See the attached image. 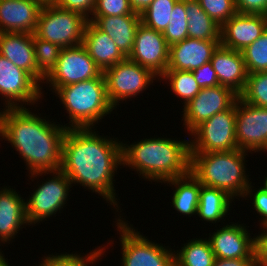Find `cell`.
<instances>
[{"label":"cell","instance_id":"6da1fadb","mask_svg":"<svg viewBox=\"0 0 267 266\" xmlns=\"http://www.w3.org/2000/svg\"><path fill=\"white\" fill-rule=\"evenodd\" d=\"M92 129L68 128L62 144L60 170L72 185L80 184L102 196L118 212L121 209L113 181L117 169L122 166V141L98 135Z\"/></svg>","mask_w":267,"mask_h":266},{"label":"cell","instance_id":"7a4b0ae2","mask_svg":"<svg viewBox=\"0 0 267 266\" xmlns=\"http://www.w3.org/2000/svg\"><path fill=\"white\" fill-rule=\"evenodd\" d=\"M30 108H4L0 140H5L22 156L28 176L37 178L60 170L62 144L67 124L61 125L32 114Z\"/></svg>","mask_w":267,"mask_h":266},{"label":"cell","instance_id":"3957f363","mask_svg":"<svg viewBox=\"0 0 267 266\" xmlns=\"http://www.w3.org/2000/svg\"><path fill=\"white\" fill-rule=\"evenodd\" d=\"M122 165L151 183L185 176L190 172L189 139L154 137L130 145L122 142Z\"/></svg>","mask_w":267,"mask_h":266},{"label":"cell","instance_id":"277c9868","mask_svg":"<svg viewBox=\"0 0 267 266\" xmlns=\"http://www.w3.org/2000/svg\"><path fill=\"white\" fill-rule=\"evenodd\" d=\"M247 151L190 153V173L204 186L225 191L236 199L244 196L251 179L246 174Z\"/></svg>","mask_w":267,"mask_h":266},{"label":"cell","instance_id":"5b68a950","mask_svg":"<svg viewBox=\"0 0 267 266\" xmlns=\"http://www.w3.org/2000/svg\"><path fill=\"white\" fill-rule=\"evenodd\" d=\"M54 93L69 115L70 129L95 128L99 120L115 110L107 96L103 72L96 78L59 87Z\"/></svg>","mask_w":267,"mask_h":266},{"label":"cell","instance_id":"8992f818","mask_svg":"<svg viewBox=\"0 0 267 266\" xmlns=\"http://www.w3.org/2000/svg\"><path fill=\"white\" fill-rule=\"evenodd\" d=\"M88 21L83 15L55 4L43 5L33 34L61 48L75 47L82 44Z\"/></svg>","mask_w":267,"mask_h":266},{"label":"cell","instance_id":"52a82bcc","mask_svg":"<svg viewBox=\"0 0 267 266\" xmlns=\"http://www.w3.org/2000/svg\"><path fill=\"white\" fill-rule=\"evenodd\" d=\"M115 221L121 244L123 266H175L174 249L155 243L135 230L125 218ZM124 219V220H122Z\"/></svg>","mask_w":267,"mask_h":266},{"label":"cell","instance_id":"ba28073f","mask_svg":"<svg viewBox=\"0 0 267 266\" xmlns=\"http://www.w3.org/2000/svg\"><path fill=\"white\" fill-rule=\"evenodd\" d=\"M190 136V153H209L238 149L236 143V102L227 110L197 126Z\"/></svg>","mask_w":267,"mask_h":266},{"label":"cell","instance_id":"9c48e42d","mask_svg":"<svg viewBox=\"0 0 267 266\" xmlns=\"http://www.w3.org/2000/svg\"><path fill=\"white\" fill-rule=\"evenodd\" d=\"M107 96L110 103L117 108L119 101L136 97L151 85L156 76L151 70L132 62L128 58L104 72Z\"/></svg>","mask_w":267,"mask_h":266},{"label":"cell","instance_id":"30bf717a","mask_svg":"<svg viewBox=\"0 0 267 266\" xmlns=\"http://www.w3.org/2000/svg\"><path fill=\"white\" fill-rule=\"evenodd\" d=\"M52 173L53 176L42 181L26 199V216L30 225L35 226L36 223L54 216L68 201L72 186L70 179L61 170Z\"/></svg>","mask_w":267,"mask_h":266},{"label":"cell","instance_id":"8fae6325","mask_svg":"<svg viewBox=\"0 0 267 266\" xmlns=\"http://www.w3.org/2000/svg\"><path fill=\"white\" fill-rule=\"evenodd\" d=\"M86 48L81 44L75 47L62 48L58 62L44 79L55 92L59 87L96 78L101 74Z\"/></svg>","mask_w":267,"mask_h":266},{"label":"cell","instance_id":"7c38bea8","mask_svg":"<svg viewBox=\"0 0 267 266\" xmlns=\"http://www.w3.org/2000/svg\"><path fill=\"white\" fill-rule=\"evenodd\" d=\"M41 91L40 84L28 72L0 54V95L5 98V108L34 106L43 97Z\"/></svg>","mask_w":267,"mask_h":266},{"label":"cell","instance_id":"4fadbf2b","mask_svg":"<svg viewBox=\"0 0 267 266\" xmlns=\"http://www.w3.org/2000/svg\"><path fill=\"white\" fill-rule=\"evenodd\" d=\"M236 143L249 153L267 151V108L236 100Z\"/></svg>","mask_w":267,"mask_h":266},{"label":"cell","instance_id":"5bb4252c","mask_svg":"<svg viewBox=\"0 0 267 266\" xmlns=\"http://www.w3.org/2000/svg\"><path fill=\"white\" fill-rule=\"evenodd\" d=\"M229 87L201 88L200 92L183 108V121L190 134L197 126L208 120L216 113L229 109L238 99Z\"/></svg>","mask_w":267,"mask_h":266},{"label":"cell","instance_id":"9a60e30c","mask_svg":"<svg viewBox=\"0 0 267 266\" xmlns=\"http://www.w3.org/2000/svg\"><path fill=\"white\" fill-rule=\"evenodd\" d=\"M128 59L160 77L167 70L169 61V45L163 33L140 23Z\"/></svg>","mask_w":267,"mask_h":266},{"label":"cell","instance_id":"2e32d148","mask_svg":"<svg viewBox=\"0 0 267 266\" xmlns=\"http://www.w3.org/2000/svg\"><path fill=\"white\" fill-rule=\"evenodd\" d=\"M222 228L209 233L208 241L216 258L237 259L256 258L255 235L251 238L250 231L243 224L230 222Z\"/></svg>","mask_w":267,"mask_h":266},{"label":"cell","instance_id":"e0dca14e","mask_svg":"<svg viewBox=\"0 0 267 266\" xmlns=\"http://www.w3.org/2000/svg\"><path fill=\"white\" fill-rule=\"evenodd\" d=\"M267 29V16L237 12L220 29V45L242 51Z\"/></svg>","mask_w":267,"mask_h":266},{"label":"cell","instance_id":"ac0fdd59","mask_svg":"<svg viewBox=\"0 0 267 266\" xmlns=\"http://www.w3.org/2000/svg\"><path fill=\"white\" fill-rule=\"evenodd\" d=\"M220 40L186 38L169 46L167 70L194 71L212 58Z\"/></svg>","mask_w":267,"mask_h":266},{"label":"cell","instance_id":"d6986e66","mask_svg":"<svg viewBox=\"0 0 267 266\" xmlns=\"http://www.w3.org/2000/svg\"><path fill=\"white\" fill-rule=\"evenodd\" d=\"M41 7L35 0H0V33L33 34Z\"/></svg>","mask_w":267,"mask_h":266},{"label":"cell","instance_id":"ffe728a7","mask_svg":"<svg viewBox=\"0 0 267 266\" xmlns=\"http://www.w3.org/2000/svg\"><path fill=\"white\" fill-rule=\"evenodd\" d=\"M217 74L219 85L240 94L247 81V71L242 52L219 45L210 60Z\"/></svg>","mask_w":267,"mask_h":266},{"label":"cell","instance_id":"44dd1931","mask_svg":"<svg viewBox=\"0 0 267 266\" xmlns=\"http://www.w3.org/2000/svg\"><path fill=\"white\" fill-rule=\"evenodd\" d=\"M0 189V242L10 244L9 241L15 238L18 231L30 225L26 216V201L13 188L6 186Z\"/></svg>","mask_w":267,"mask_h":266},{"label":"cell","instance_id":"7402d4cb","mask_svg":"<svg viewBox=\"0 0 267 266\" xmlns=\"http://www.w3.org/2000/svg\"><path fill=\"white\" fill-rule=\"evenodd\" d=\"M89 21L108 34L121 53L128 58L133 49L135 33L141 23L140 15L92 16Z\"/></svg>","mask_w":267,"mask_h":266},{"label":"cell","instance_id":"603a6c76","mask_svg":"<svg viewBox=\"0 0 267 266\" xmlns=\"http://www.w3.org/2000/svg\"><path fill=\"white\" fill-rule=\"evenodd\" d=\"M0 54L15 66L28 72L37 81L33 34L24 32L0 33Z\"/></svg>","mask_w":267,"mask_h":266},{"label":"cell","instance_id":"cb8c5ba5","mask_svg":"<svg viewBox=\"0 0 267 266\" xmlns=\"http://www.w3.org/2000/svg\"><path fill=\"white\" fill-rule=\"evenodd\" d=\"M82 45L101 72L126 59L108 34L91 21L86 24Z\"/></svg>","mask_w":267,"mask_h":266},{"label":"cell","instance_id":"d4e9b609","mask_svg":"<svg viewBox=\"0 0 267 266\" xmlns=\"http://www.w3.org/2000/svg\"><path fill=\"white\" fill-rule=\"evenodd\" d=\"M165 183L175 187L171 199L173 208L182 215H196L202 184L190 172Z\"/></svg>","mask_w":267,"mask_h":266},{"label":"cell","instance_id":"484cf974","mask_svg":"<svg viewBox=\"0 0 267 266\" xmlns=\"http://www.w3.org/2000/svg\"><path fill=\"white\" fill-rule=\"evenodd\" d=\"M234 199L223 190L201 185L196 215L209 223L220 222L229 215Z\"/></svg>","mask_w":267,"mask_h":266},{"label":"cell","instance_id":"4316f807","mask_svg":"<svg viewBox=\"0 0 267 266\" xmlns=\"http://www.w3.org/2000/svg\"><path fill=\"white\" fill-rule=\"evenodd\" d=\"M188 37L201 40H220L218 25L200 6L197 0H186Z\"/></svg>","mask_w":267,"mask_h":266},{"label":"cell","instance_id":"83f0119b","mask_svg":"<svg viewBox=\"0 0 267 266\" xmlns=\"http://www.w3.org/2000/svg\"><path fill=\"white\" fill-rule=\"evenodd\" d=\"M174 252L175 266H213L216 259L207 238L189 239Z\"/></svg>","mask_w":267,"mask_h":266},{"label":"cell","instance_id":"f1b7e54d","mask_svg":"<svg viewBox=\"0 0 267 266\" xmlns=\"http://www.w3.org/2000/svg\"><path fill=\"white\" fill-rule=\"evenodd\" d=\"M169 82L171 91L183 100L185 107L199 92L200 87L192 71L166 70L159 79Z\"/></svg>","mask_w":267,"mask_h":266},{"label":"cell","instance_id":"f546056e","mask_svg":"<svg viewBox=\"0 0 267 266\" xmlns=\"http://www.w3.org/2000/svg\"><path fill=\"white\" fill-rule=\"evenodd\" d=\"M33 45L37 65V82L41 84L56 66L62 48L59 45L42 40L34 34Z\"/></svg>","mask_w":267,"mask_h":266},{"label":"cell","instance_id":"4dcf8cb0","mask_svg":"<svg viewBox=\"0 0 267 266\" xmlns=\"http://www.w3.org/2000/svg\"><path fill=\"white\" fill-rule=\"evenodd\" d=\"M179 0H153L140 15L141 23L159 32H164L171 19V13Z\"/></svg>","mask_w":267,"mask_h":266},{"label":"cell","instance_id":"1f68e13d","mask_svg":"<svg viewBox=\"0 0 267 266\" xmlns=\"http://www.w3.org/2000/svg\"><path fill=\"white\" fill-rule=\"evenodd\" d=\"M239 98L248 104L267 108V72L248 74Z\"/></svg>","mask_w":267,"mask_h":266},{"label":"cell","instance_id":"d6a6232c","mask_svg":"<svg viewBox=\"0 0 267 266\" xmlns=\"http://www.w3.org/2000/svg\"><path fill=\"white\" fill-rule=\"evenodd\" d=\"M241 52L248 74L267 72V29Z\"/></svg>","mask_w":267,"mask_h":266},{"label":"cell","instance_id":"836d02e7","mask_svg":"<svg viewBox=\"0 0 267 266\" xmlns=\"http://www.w3.org/2000/svg\"><path fill=\"white\" fill-rule=\"evenodd\" d=\"M171 14L169 24L163 32L169 46L188 38L186 0H179Z\"/></svg>","mask_w":267,"mask_h":266},{"label":"cell","instance_id":"e575fe53","mask_svg":"<svg viewBox=\"0 0 267 266\" xmlns=\"http://www.w3.org/2000/svg\"><path fill=\"white\" fill-rule=\"evenodd\" d=\"M108 247L105 245L99 246L87 253L85 256L78 253H57L56 255L53 253L51 255L48 254V257L54 262L55 266H88L91 263L94 264L97 260L99 261L103 257L106 249ZM105 250V251H104Z\"/></svg>","mask_w":267,"mask_h":266},{"label":"cell","instance_id":"d590c367","mask_svg":"<svg viewBox=\"0 0 267 266\" xmlns=\"http://www.w3.org/2000/svg\"><path fill=\"white\" fill-rule=\"evenodd\" d=\"M201 8L220 26L237 13L235 0H197Z\"/></svg>","mask_w":267,"mask_h":266},{"label":"cell","instance_id":"8d00e7d4","mask_svg":"<svg viewBox=\"0 0 267 266\" xmlns=\"http://www.w3.org/2000/svg\"><path fill=\"white\" fill-rule=\"evenodd\" d=\"M140 15L135 13L129 0H96L92 16Z\"/></svg>","mask_w":267,"mask_h":266},{"label":"cell","instance_id":"74e56055","mask_svg":"<svg viewBox=\"0 0 267 266\" xmlns=\"http://www.w3.org/2000/svg\"><path fill=\"white\" fill-rule=\"evenodd\" d=\"M254 186L251 184L249 185L248 189L245 191L243 198L247 200L246 197L252 199V206L254 210L261 216L259 219L260 227H267V191L264 190L262 187H259L257 190L252 189ZM253 190V191H252ZM256 190V191H254ZM253 192H255L253 194ZM252 198H251V197Z\"/></svg>","mask_w":267,"mask_h":266},{"label":"cell","instance_id":"f35d334b","mask_svg":"<svg viewBox=\"0 0 267 266\" xmlns=\"http://www.w3.org/2000/svg\"><path fill=\"white\" fill-rule=\"evenodd\" d=\"M95 4L96 0H57L55 3L59 8L79 13L88 20L92 16Z\"/></svg>","mask_w":267,"mask_h":266},{"label":"cell","instance_id":"ab89813d","mask_svg":"<svg viewBox=\"0 0 267 266\" xmlns=\"http://www.w3.org/2000/svg\"><path fill=\"white\" fill-rule=\"evenodd\" d=\"M192 72L200 88L216 87L219 85L217 74L210 61Z\"/></svg>","mask_w":267,"mask_h":266},{"label":"cell","instance_id":"60d3db41","mask_svg":"<svg viewBox=\"0 0 267 266\" xmlns=\"http://www.w3.org/2000/svg\"><path fill=\"white\" fill-rule=\"evenodd\" d=\"M239 13L263 14L267 16V0H235Z\"/></svg>","mask_w":267,"mask_h":266},{"label":"cell","instance_id":"b9f144b4","mask_svg":"<svg viewBox=\"0 0 267 266\" xmlns=\"http://www.w3.org/2000/svg\"><path fill=\"white\" fill-rule=\"evenodd\" d=\"M261 231V234L255 236L256 261L257 266H267V227Z\"/></svg>","mask_w":267,"mask_h":266},{"label":"cell","instance_id":"7bdbcfd3","mask_svg":"<svg viewBox=\"0 0 267 266\" xmlns=\"http://www.w3.org/2000/svg\"><path fill=\"white\" fill-rule=\"evenodd\" d=\"M213 266H257L256 258L219 259L216 258Z\"/></svg>","mask_w":267,"mask_h":266},{"label":"cell","instance_id":"ee69618b","mask_svg":"<svg viewBox=\"0 0 267 266\" xmlns=\"http://www.w3.org/2000/svg\"><path fill=\"white\" fill-rule=\"evenodd\" d=\"M153 0H129L130 6L135 13L142 14Z\"/></svg>","mask_w":267,"mask_h":266},{"label":"cell","instance_id":"f6af8a7d","mask_svg":"<svg viewBox=\"0 0 267 266\" xmlns=\"http://www.w3.org/2000/svg\"><path fill=\"white\" fill-rule=\"evenodd\" d=\"M43 258H42L43 261H41V263H39L38 266H55L54 262L48 256H45Z\"/></svg>","mask_w":267,"mask_h":266},{"label":"cell","instance_id":"bcb514c9","mask_svg":"<svg viewBox=\"0 0 267 266\" xmlns=\"http://www.w3.org/2000/svg\"><path fill=\"white\" fill-rule=\"evenodd\" d=\"M39 2L42 6L43 5H53L57 2V0H35Z\"/></svg>","mask_w":267,"mask_h":266},{"label":"cell","instance_id":"7dc6e473","mask_svg":"<svg viewBox=\"0 0 267 266\" xmlns=\"http://www.w3.org/2000/svg\"><path fill=\"white\" fill-rule=\"evenodd\" d=\"M0 266H10L4 257V254L0 251Z\"/></svg>","mask_w":267,"mask_h":266},{"label":"cell","instance_id":"c3c4849f","mask_svg":"<svg viewBox=\"0 0 267 266\" xmlns=\"http://www.w3.org/2000/svg\"><path fill=\"white\" fill-rule=\"evenodd\" d=\"M263 184L264 186H262V188L267 191V176L264 178Z\"/></svg>","mask_w":267,"mask_h":266},{"label":"cell","instance_id":"681fc988","mask_svg":"<svg viewBox=\"0 0 267 266\" xmlns=\"http://www.w3.org/2000/svg\"><path fill=\"white\" fill-rule=\"evenodd\" d=\"M2 111H3V109L0 110V124H1V114H2Z\"/></svg>","mask_w":267,"mask_h":266}]
</instances>
